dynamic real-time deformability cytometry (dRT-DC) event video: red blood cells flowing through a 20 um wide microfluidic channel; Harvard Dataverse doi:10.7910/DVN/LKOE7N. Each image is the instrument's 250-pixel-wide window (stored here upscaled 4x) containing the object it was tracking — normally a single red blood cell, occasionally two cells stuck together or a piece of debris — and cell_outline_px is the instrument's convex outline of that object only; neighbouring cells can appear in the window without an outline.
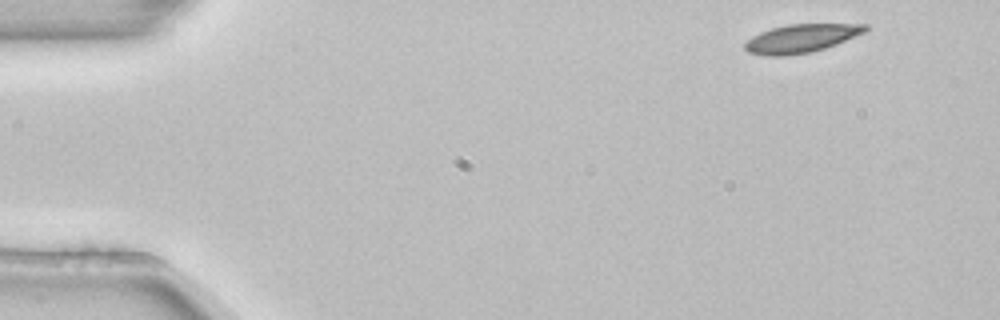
{"species": "common noctule bat (a hibernating species)", "species_latin": "Nyctalus noctula", "temperature_condition": "room temperature", "stored_images_in_passage": 4, "camera_frame_rate_fps": 3000, "um_per_image_px": 0.085, "animal": {"sex": "female", "body_mass_g": 22.7, "forearm_length_mm": 54.2}, "frame": {"image": 1, "passage_image": 1, "time_ms": 0.0, "image_size_px": [1000, 320], "cell_outline_px": [[868, 28], [864, 32], [836, 44], [824, 48], [808, 52], [784, 56], [768, 56], [748, 52], [744, 48], [744, 44], [752, 36], [760, 32], [772, 28], [788, 24], [868, 24]], "centroid_in_image_um": [68.07, 3.26], "position_along_channel_um": 16.9, "area_um2": 19.65}}
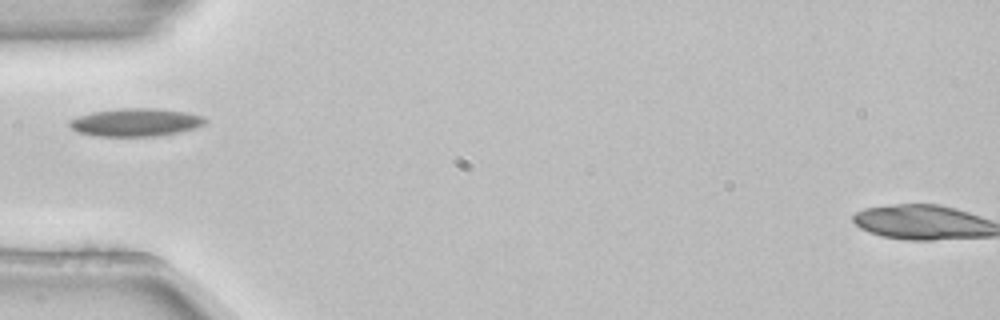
{"frame": {"image": 2, "passage_image": 4, "time_ms": 1.0, "image_size_px": [1000, 320], "cell_outline_px": [[208, 120], [204, 124], [196, 128], [160, 136], [96, 136], [76, 132], [68, 124], [68, 120], [92, 112], [124, 108], [156, 108], [184, 112], [204, 116]], "centroid_in_image_um": [11.54, 10.4], "position_along_channel_um": 73.5, "area_um2": 22.14}}